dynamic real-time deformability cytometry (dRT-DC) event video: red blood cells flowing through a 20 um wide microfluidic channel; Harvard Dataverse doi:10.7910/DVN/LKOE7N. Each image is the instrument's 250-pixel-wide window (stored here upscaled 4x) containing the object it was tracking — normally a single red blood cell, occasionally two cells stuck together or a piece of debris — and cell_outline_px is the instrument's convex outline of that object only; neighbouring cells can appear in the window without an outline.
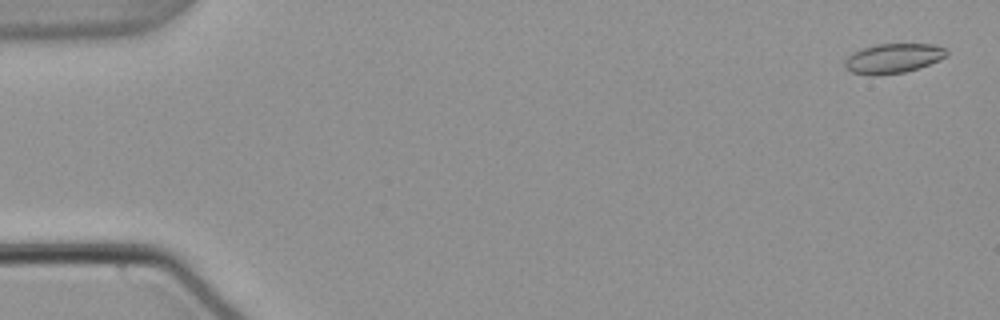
{"species": "common noctule bat (a hibernating species)", "species_latin": "Nyctalus noctula", "temperature_condition": "warm", "stored_images_in_passage": 55, "camera_frame_rate_fps": 3000, "um_per_image_px": 0.085, "animal": {"sex": "male", "body_mass_g": 21.5, "forearm_length_mm": 52.0}, "frame": {"image": 1, "passage_image": 2, "time_ms": 0.333, "image_size_px": [1000, 320], "cell_outline_px": [[948, 56], [940, 60], [920, 68], [904, 72], [872, 76], [868, 76], [852, 72], [844, 68], [844, 60], [852, 52], [876, 44], [932, 44], [948, 48]], "centroid_in_image_um": [75.93, 4.97], "position_along_channel_um": 9.1, "area_um2": 17.92}}
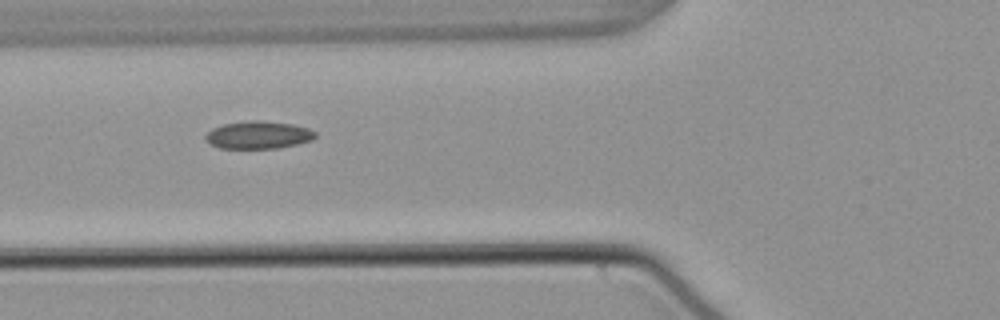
{"frame": {"image": 2, "passage_image": 21, "time_ms": 6.667, "image_size_px": [1000, 320], "cell_outline_px": [[316, 136], [312, 140], [296, 144], [276, 148], [220, 148], [208, 144], [204, 140], [204, 136], [212, 128], [224, 124], [248, 120], [260, 120], [292, 124], [308, 128], [316, 132]], "centroid_in_image_um": [21.92, 11.47], "position_along_channel_um": 103.9, "area_um2": 17.74}}
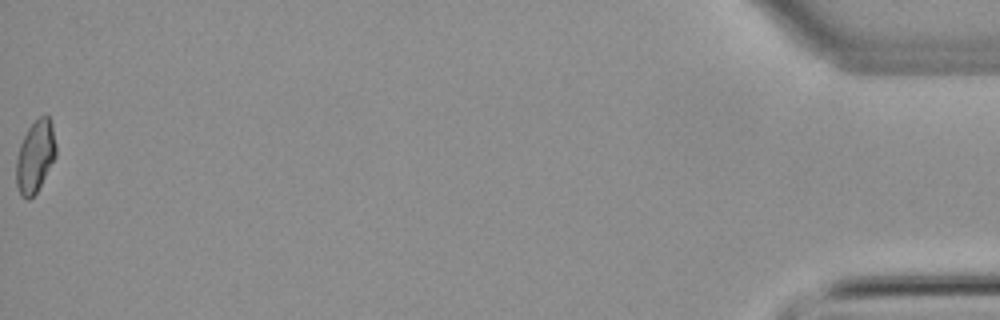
{"frame": {"image": 3, "passage_image": 55, "time_ms": 18.0, "image_size_px": [1000, 320], "cell_outline_px": [[56, 156], [36, 192], [28, 200], [20, 196], [16, 184], [16, 160], [20, 144], [28, 128], [40, 116], [48, 116], [52, 124], [56, 144]], "centroid_in_image_um": [2.99, 13.31], "position_along_channel_um": 432.2, "area_um2": 16.53}, "authors_computed_cell_mechanics": {"area_um2": 17.4556, "velocity_mm_per_s": 3.7901, "shape_relaxation_time_tau1_ms": null, "shape_relaxation_time_tau2_ms": 4.1335, "deformation_change_tau1": null, "deformation_change_tau2": 0.09}}